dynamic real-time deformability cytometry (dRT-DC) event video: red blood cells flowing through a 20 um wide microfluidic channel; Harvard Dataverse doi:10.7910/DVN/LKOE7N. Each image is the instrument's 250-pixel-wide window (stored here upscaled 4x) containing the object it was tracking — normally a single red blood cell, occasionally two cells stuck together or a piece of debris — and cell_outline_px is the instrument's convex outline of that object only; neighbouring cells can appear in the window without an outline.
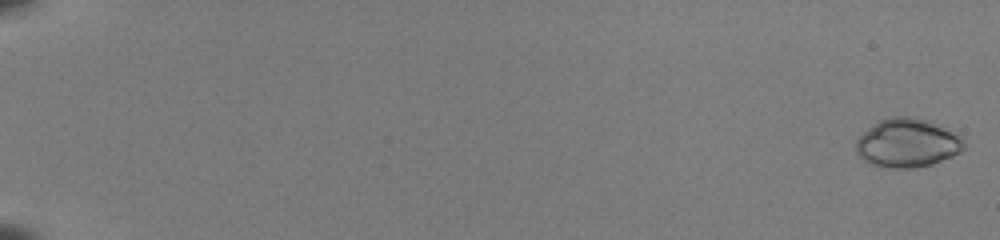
{"species": "common noctule bat (a hibernating species)", "species_latin": "Nyctalus noctula", "temperature_condition": "room temperature", "stored_images_in_passage": 54, "camera_frame_rate_fps": 3000, "um_per_image_px": 0.085, "animal": {"sex": "female", "body_mass_g": 22.0, "forearm_length_mm": 56.7}, "frame": {"image": 1, "passage_image": 1, "time_ms": 0.0, "image_size_px": [1000, 240], "cell_outline_px": [[964, 148], [960, 152], [952, 156], [932, 164], [916, 168], [892, 168], [872, 164], [864, 160], [856, 152], [856, 140], [868, 128], [880, 120], [892, 116], [912, 116], [924, 120], [960, 136], [964, 144]], "centroid_in_image_um": [77.09, 12.17], "position_along_channel_um": 7.9, "area_um2": 30.11}}
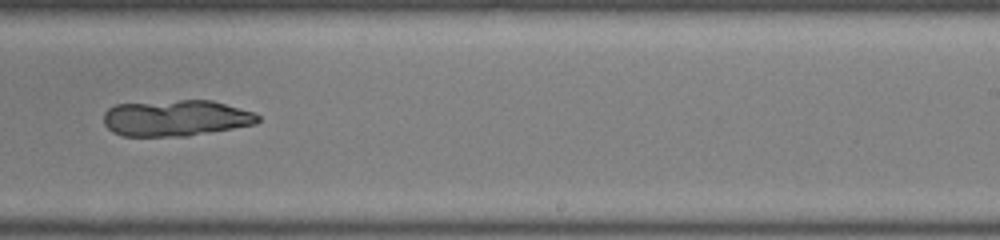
{"frame": {"image": 2, "passage_image": 37, "time_ms": 12.0, "image_size_px": [1000, 240], "cell_outline_px": [[260, 120], [256, 124], [188, 136], [120, 136], [112, 132], [104, 124], [104, 112], [108, 108], [116, 104], [180, 100], [212, 100], [256, 112], [260, 116]], "centroid_in_image_um": [14.96, 10.03], "position_along_channel_um": 274.0, "area_um2": 32.77}}
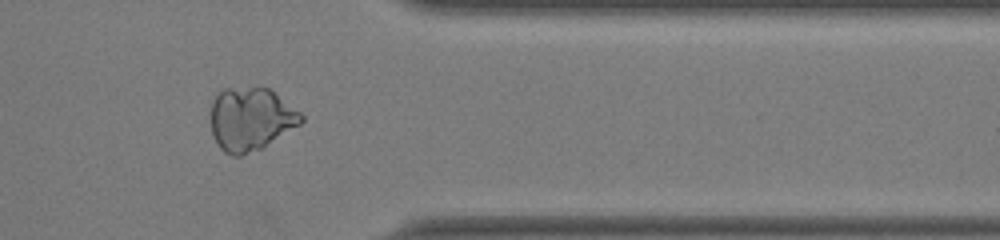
{"frame": {"image": 3, "passage_image": 46, "time_ms": 15.0, "image_size_px": [1000, 240], "cell_outline_px": [[304, 120], [300, 124], [264, 148], [240, 156], [232, 156], [224, 152], [220, 148], [212, 132], [212, 100], [224, 88], [268, 88], [300, 112], [304, 116]], "centroid_in_image_um": [21.33, 10.15], "position_along_channel_um": 390.1, "area_um2": 33.06}}